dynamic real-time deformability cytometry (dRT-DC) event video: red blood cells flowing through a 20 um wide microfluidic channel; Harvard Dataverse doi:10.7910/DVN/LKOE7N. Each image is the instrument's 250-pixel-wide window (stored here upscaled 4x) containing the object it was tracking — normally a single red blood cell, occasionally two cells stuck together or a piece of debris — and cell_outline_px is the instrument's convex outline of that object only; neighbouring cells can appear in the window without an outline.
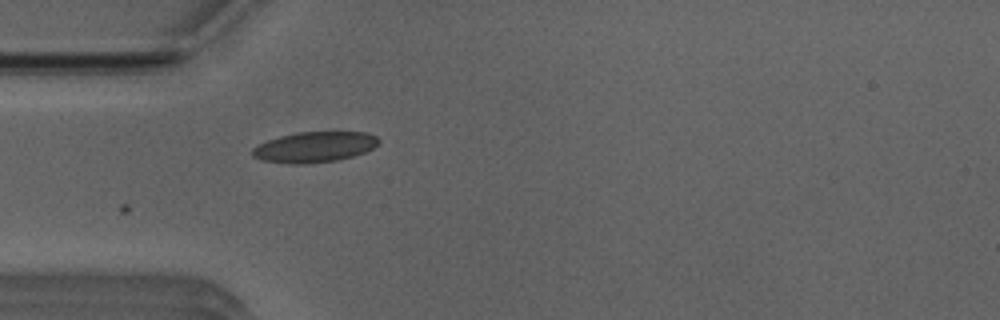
{"species": "Egyptian fruit bat (a non-hibernating species)", "species_latin": "Rousettus aegyptiacus", "temperature_condition": "room temperature", "stored_images_in_passage": 9, "camera_frame_rate_fps": 3000, "um_per_image_px": 0.085, "animal": {"sex": "male"}, "frame": {"image": 1, "passage_image": 1, "time_ms": 0.0, "image_size_px": [1000, 320], "cell_outline_px": [[380, 144], [364, 152], [352, 156], [336, 160], [304, 164], [292, 164], [264, 160], [252, 156], [252, 148], [268, 140], [280, 136], [296, 132], [368, 132], [376, 136], [380, 140]], "centroid_in_image_um": [26.76, 12.49], "position_along_channel_um": 58.2, "area_um2": 22.37}}
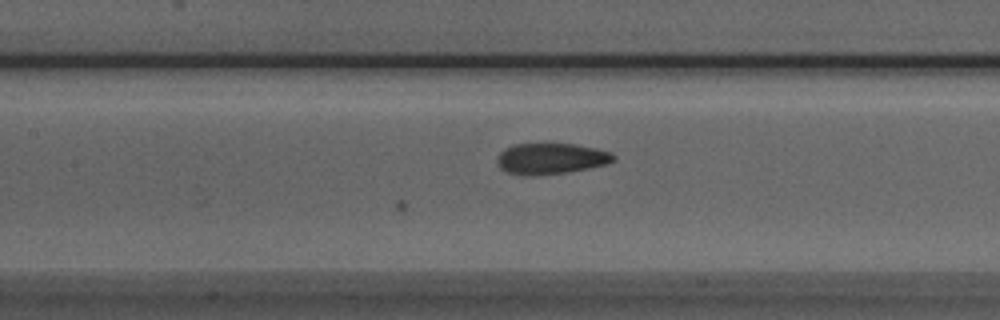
{"frame": {"image": 2, "passage_image": 9, "time_ms": 2.667, "image_size_px": [1000, 320], "cell_outline_px": [[616, 160], [608, 164], [568, 172], [528, 176], [524, 176], [508, 172], [500, 168], [496, 160], [496, 156], [504, 148], [512, 144], [576, 144], [596, 148], [612, 152], [616, 156]], "centroid_in_image_um": [46.83, 13.48], "position_along_channel_um": 160.6, "area_um2": 21.27}}